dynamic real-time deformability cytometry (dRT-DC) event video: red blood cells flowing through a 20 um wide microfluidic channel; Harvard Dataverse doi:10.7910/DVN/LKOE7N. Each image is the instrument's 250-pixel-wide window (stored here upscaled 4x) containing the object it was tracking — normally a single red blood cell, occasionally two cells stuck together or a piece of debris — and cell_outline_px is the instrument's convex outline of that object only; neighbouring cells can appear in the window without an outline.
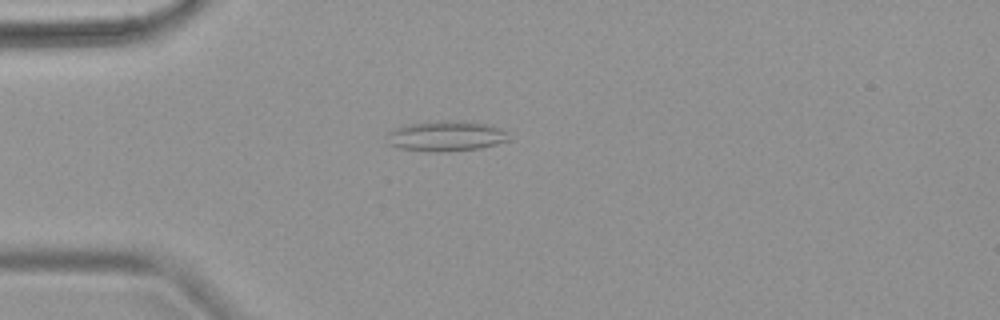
{"species": "common noctule bat (a hibernating species)", "species_latin": "Nyctalus noctula", "temperature_condition": "warm", "stored_images_in_passage": 3, "camera_frame_rate_fps": 3000, "um_per_image_px": 0.085, "animal": {"sex": "female", "body_mass_g": 18.4}, "frame": {"image": 1, "passage_image": 3, "time_ms": 2.333, "image_size_px": [1000, 320], "cell_outline_px": [[512, 140], [480, 148], [448, 152], [428, 152], [400, 148], [388, 144], [388, 132], [392, 128], [408, 124], [440, 120], [460, 120], [488, 124], [508, 132]], "centroid_in_image_um": [37.93, 11.56], "position_along_channel_um": 47.1, "area_um2": 21.96}}